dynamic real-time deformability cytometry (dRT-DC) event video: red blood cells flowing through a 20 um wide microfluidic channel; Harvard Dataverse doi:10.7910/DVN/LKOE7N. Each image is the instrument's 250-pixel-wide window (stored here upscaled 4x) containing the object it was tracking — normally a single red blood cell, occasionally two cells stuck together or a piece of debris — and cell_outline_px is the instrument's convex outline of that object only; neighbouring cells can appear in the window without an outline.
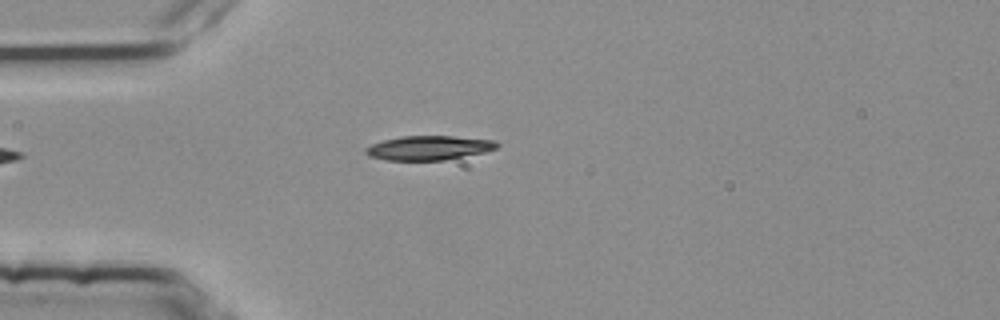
{"species": "common noctule bat (a hibernating species)", "species_latin": "Nyctalus noctula", "temperature_condition": "room temperature", "stored_images_in_passage": 21, "camera_frame_rate_fps": 3000, "um_per_image_px": 0.085, "animal": {"sex": "female", "body_mass_g": 25.1}, "frame": {"image": 1, "passage_image": 1, "time_ms": 0.0, "image_size_px": [1000, 320], "cell_outline_px": [[500, 144], [496, 148], [484, 152], [444, 160], [384, 160], [368, 156], [364, 152], [364, 148], [372, 144], [384, 140], [400, 136], [452, 136], [496, 140]], "centroid_in_image_um": [36.43, 12.56], "position_along_channel_um": 48.6, "area_um2": 18.61}}